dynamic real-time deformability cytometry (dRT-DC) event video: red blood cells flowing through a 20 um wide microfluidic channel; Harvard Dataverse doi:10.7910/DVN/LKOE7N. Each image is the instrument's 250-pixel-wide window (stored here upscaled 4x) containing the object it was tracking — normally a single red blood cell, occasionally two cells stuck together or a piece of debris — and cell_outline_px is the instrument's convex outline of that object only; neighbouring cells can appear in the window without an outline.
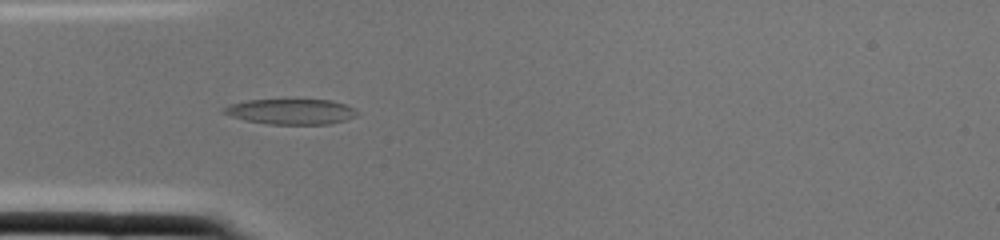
{"species": "common noctule bat (a hibernating species)", "species_latin": "Nyctalus noctula", "temperature_condition": "cold", "stored_images_in_passage": 2, "camera_frame_rate_fps": 3000, "um_per_image_px": 0.085, "animal": {"sex": "female", "body_mass_g": 22.0, "forearm_length_mm": 56.7}, "frame": {"image": 1, "passage_image": 2, "time_ms": 0.333, "image_size_px": [1000, 240], "cell_outline_px": [[356, 116], [344, 120], [328, 124], [268, 124], [244, 120], [232, 116], [224, 112], [220, 108], [232, 104], [248, 100], [332, 100], [356, 108]], "centroid_in_image_um": [24.74, 9.49], "position_along_channel_um": 60.3, "area_um2": 19.54}}